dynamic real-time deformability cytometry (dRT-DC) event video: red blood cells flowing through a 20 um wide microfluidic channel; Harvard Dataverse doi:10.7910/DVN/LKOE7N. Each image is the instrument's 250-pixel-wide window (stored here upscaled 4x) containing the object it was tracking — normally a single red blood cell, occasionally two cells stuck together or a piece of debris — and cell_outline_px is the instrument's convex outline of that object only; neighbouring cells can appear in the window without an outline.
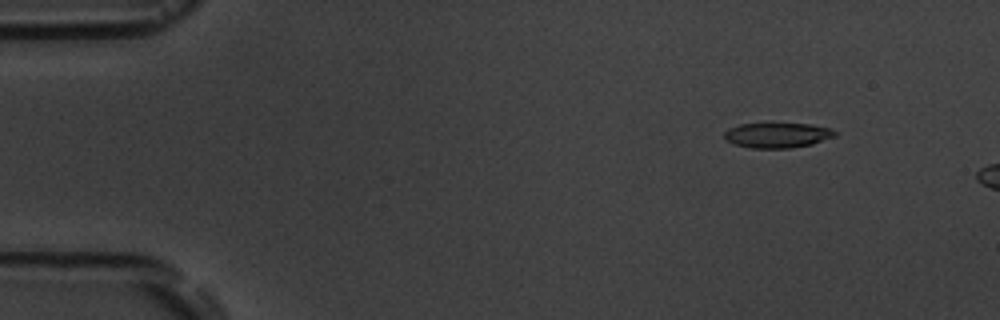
{"species": "common noctule bat (a hibernating species)", "species_latin": "Nyctalus noctula", "temperature_condition": "room temperature", "stored_images_in_passage": 4, "camera_frame_rate_fps": 3000, "um_per_image_px": 0.085, "animal": {"sex": "male", "body_mass_g": 19.5, "forearm_length_mm": 54.6}, "frame": {"image": 1, "passage_image": 2, "time_ms": 1.0, "image_size_px": [1000, 320], "cell_outline_px": [[836, 136], [812, 144], [792, 148], [752, 148], [732, 144], [724, 140], [724, 132], [728, 128], [740, 124], [768, 120], [808, 124], [828, 128], [836, 132]], "centroid_in_image_um": [66.0, 11.44], "position_along_channel_um": 19.0, "area_um2": 17.11}}